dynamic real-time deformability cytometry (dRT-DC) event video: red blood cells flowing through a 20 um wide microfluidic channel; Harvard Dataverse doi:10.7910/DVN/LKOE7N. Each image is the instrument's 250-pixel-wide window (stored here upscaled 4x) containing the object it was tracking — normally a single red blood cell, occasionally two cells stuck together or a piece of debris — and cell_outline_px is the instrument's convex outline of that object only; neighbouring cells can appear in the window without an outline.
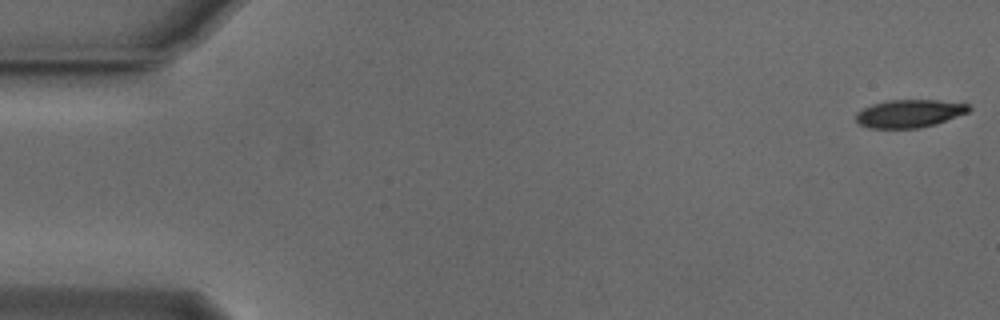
{"species": "Egyptian fruit bat (a non-hibernating species)", "species_latin": "Rousettus aegyptiacus", "temperature_condition": "cold", "stored_images_in_passage": 39, "camera_frame_rate_fps": 3000, "um_per_image_px": 0.085, "animal": {"sex": "male"}, "frame": {"image": 1, "passage_image": 1, "time_ms": 0.0, "image_size_px": [1000, 320], "cell_outline_px": [[972, 108], [968, 112], [936, 124], [916, 128], [868, 128], [860, 124], [856, 120], [856, 112], [872, 104], [888, 100], [940, 100], [968, 104]], "centroid_in_image_um": [77.3, 9.64], "position_along_channel_um": 7.7, "area_um2": 18.32}}
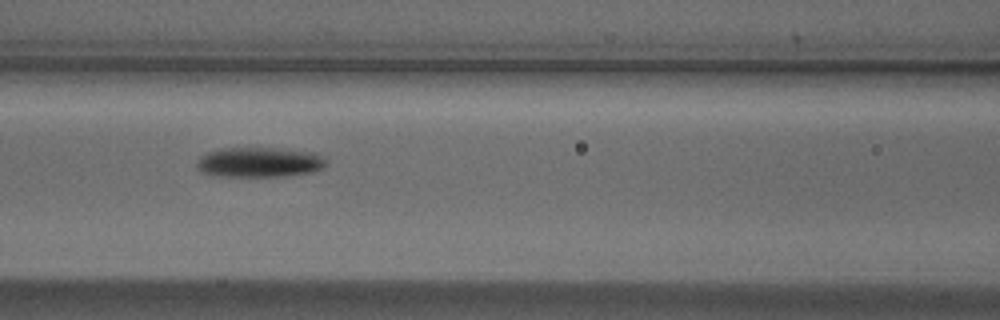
{"frame": {"image": 2, "passage_image": 23, "time_ms": 7.333, "image_size_px": [1000, 320], "cell_outline_px": [[328, 164], [324, 168], [312, 172], [284, 176], [216, 176], [200, 172], [196, 168], [196, 164], [200, 156], [208, 152], [224, 148], [280, 148], [316, 152]], "centroid_in_image_um": [22.04, 13.79], "position_along_channel_um": 144.6, "area_um2": 22.77}}
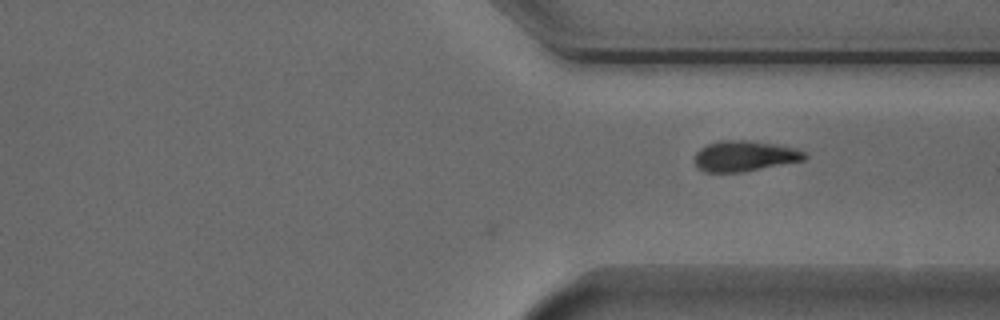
{"frame": {"image": 3, "passage_image": 39, "time_ms": 12.667, "image_size_px": [1000, 320], "cell_outline_px": [[808, 156], [804, 160], [740, 172], [704, 172], [696, 168], [692, 160], [696, 152], [700, 148], [708, 144], [720, 140], [748, 140], [796, 148], [808, 152]], "centroid_in_image_um": [63.24, 13.26], "position_along_channel_um": 348.2, "area_um2": 19.77}}